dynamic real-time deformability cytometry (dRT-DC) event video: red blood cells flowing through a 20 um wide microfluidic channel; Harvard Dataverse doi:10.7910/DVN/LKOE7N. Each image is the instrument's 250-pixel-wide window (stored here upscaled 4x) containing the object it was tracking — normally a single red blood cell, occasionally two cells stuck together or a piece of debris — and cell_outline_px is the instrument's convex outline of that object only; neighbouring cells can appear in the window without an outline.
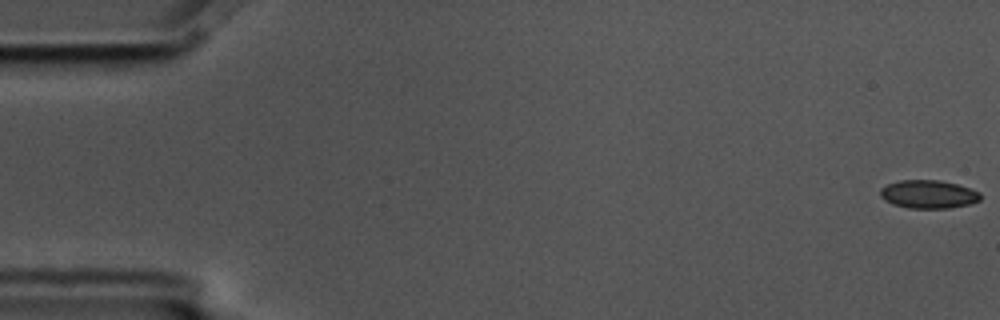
{"species": "common noctule bat (a hibernating species)", "species_latin": "Nyctalus noctula", "temperature_condition": "cold", "stored_images_in_passage": 57, "camera_frame_rate_fps": 3000, "um_per_image_px": 0.085, "animal": {"sex": "male", "body_mass_g": 17.5, "forearm_length_mm": 52.3}, "frame": {"image": 1, "passage_image": 1, "time_ms": 0.0, "image_size_px": [1000, 320], "cell_outline_px": [[980, 200], [968, 204], [948, 208], [908, 208], [892, 204], [884, 200], [880, 196], [880, 188], [888, 184], [900, 180], [940, 180], [956, 184], [980, 192]], "centroid_in_image_um": [78.88, 16.51], "position_along_channel_um": 6.1, "area_um2": 16.42}}
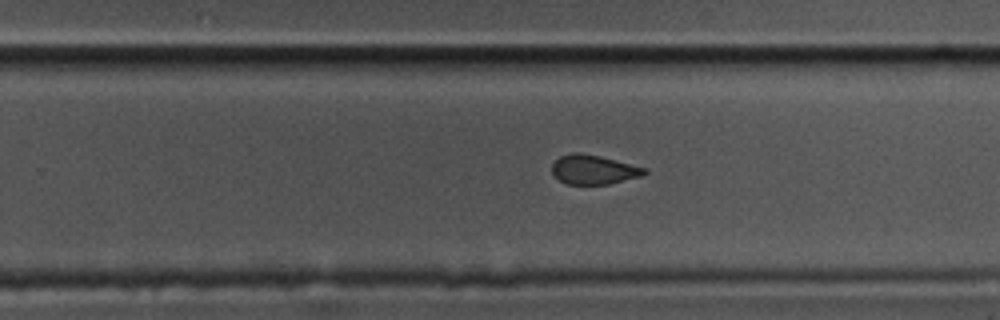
{"frame": {"image": 2, "passage_image": 36, "time_ms": 11.667, "image_size_px": [1000, 320], "cell_outline_px": [[648, 172], [640, 176], [608, 184], [568, 184], [560, 180], [552, 172], [552, 164], [560, 156], [576, 152], [580, 152], [600, 156], [648, 168]], "centroid_in_image_um": [50.47, 14.41], "position_along_channel_um": 279.3, "area_um2": 15.66}}
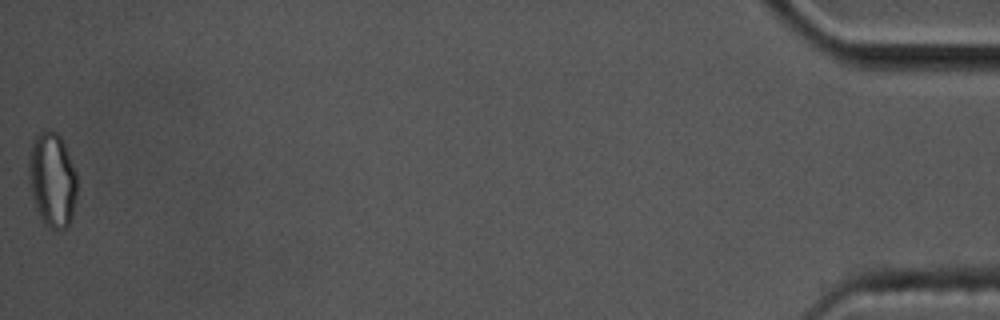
{"frame": {"image": 3, "passage_image": 57, "time_ms": 18.667, "image_size_px": [1000, 320], "cell_outline_px": [[76, 196], [72, 216], [68, 224], [64, 228], [52, 228], [44, 224], [36, 208], [32, 196], [28, 176], [28, 156], [32, 144], [40, 128], [48, 128], [56, 132], [60, 136], [64, 144], [76, 172]], "centroid_in_image_um": [4.42, 15.22], "position_along_channel_um": 430.8, "area_um2": 26.65}, "authors_computed_cell_mechanics": {"area_um2": 16.9354, "velocity_mm_per_s": 3.5723, "shape_relaxation_time_tau1_ms": null, "shape_relaxation_time_tau2_ms": 1.9577, "deformation_change_tau1": null, "deformation_change_tau2": 0.0519}}